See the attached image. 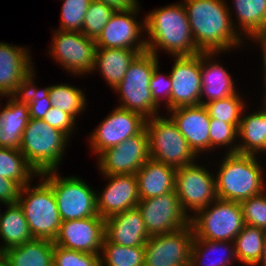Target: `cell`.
I'll use <instances>...</instances> for the list:
<instances>
[{"instance_id":"b9f144b4","label":"cell","mask_w":266,"mask_h":266,"mask_svg":"<svg viewBox=\"0 0 266 266\" xmlns=\"http://www.w3.org/2000/svg\"><path fill=\"white\" fill-rule=\"evenodd\" d=\"M266 192L240 202L244 224L266 230Z\"/></svg>"},{"instance_id":"52a82bcc","label":"cell","mask_w":266,"mask_h":266,"mask_svg":"<svg viewBox=\"0 0 266 266\" xmlns=\"http://www.w3.org/2000/svg\"><path fill=\"white\" fill-rule=\"evenodd\" d=\"M145 129L150 158L175 168L196 161L198 156L189 147L187 140L170 117L157 115L148 118Z\"/></svg>"},{"instance_id":"ba28073f","label":"cell","mask_w":266,"mask_h":266,"mask_svg":"<svg viewBox=\"0 0 266 266\" xmlns=\"http://www.w3.org/2000/svg\"><path fill=\"white\" fill-rule=\"evenodd\" d=\"M41 176V177H40ZM53 189L62 221L97 216L96 191L76 176L62 177L58 170L39 175Z\"/></svg>"},{"instance_id":"c3c4849f","label":"cell","mask_w":266,"mask_h":266,"mask_svg":"<svg viewBox=\"0 0 266 266\" xmlns=\"http://www.w3.org/2000/svg\"><path fill=\"white\" fill-rule=\"evenodd\" d=\"M263 122H265V136H266V99L263 102Z\"/></svg>"},{"instance_id":"2e32d148","label":"cell","mask_w":266,"mask_h":266,"mask_svg":"<svg viewBox=\"0 0 266 266\" xmlns=\"http://www.w3.org/2000/svg\"><path fill=\"white\" fill-rule=\"evenodd\" d=\"M174 59L169 72L172 83L170 110L199 105L202 91L201 53Z\"/></svg>"},{"instance_id":"836d02e7","label":"cell","mask_w":266,"mask_h":266,"mask_svg":"<svg viewBox=\"0 0 266 266\" xmlns=\"http://www.w3.org/2000/svg\"><path fill=\"white\" fill-rule=\"evenodd\" d=\"M101 253L100 266L145 265L144 246L125 247L112 243L104 237Z\"/></svg>"},{"instance_id":"4fadbf2b","label":"cell","mask_w":266,"mask_h":266,"mask_svg":"<svg viewBox=\"0 0 266 266\" xmlns=\"http://www.w3.org/2000/svg\"><path fill=\"white\" fill-rule=\"evenodd\" d=\"M193 238L191 224L174 232L149 237L144 245V266H190Z\"/></svg>"},{"instance_id":"3957f363","label":"cell","mask_w":266,"mask_h":266,"mask_svg":"<svg viewBox=\"0 0 266 266\" xmlns=\"http://www.w3.org/2000/svg\"><path fill=\"white\" fill-rule=\"evenodd\" d=\"M257 158L256 155L225 153L215 175L218 199L241 202L265 191L264 168Z\"/></svg>"},{"instance_id":"f35d334b","label":"cell","mask_w":266,"mask_h":266,"mask_svg":"<svg viewBox=\"0 0 266 266\" xmlns=\"http://www.w3.org/2000/svg\"><path fill=\"white\" fill-rule=\"evenodd\" d=\"M59 30L82 32L84 16L92 0H62Z\"/></svg>"},{"instance_id":"f907efd6","label":"cell","mask_w":266,"mask_h":266,"mask_svg":"<svg viewBox=\"0 0 266 266\" xmlns=\"http://www.w3.org/2000/svg\"><path fill=\"white\" fill-rule=\"evenodd\" d=\"M1 244V243H0ZM1 246V245H0ZM2 252H1V250H0V261H2Z\"/></svg>"},{"instance_id":"8992f818","label":"cell","mask_w":266,"mask_h":266,"mask_svg":"<svg viewBox=\"0 0 266 266\" xmlns=\"http://www.w3.org/2000/svg\"><path fill=\"white\" fill-rule=\"evenodd\" d=\"M20 189L18 204L23 210L33 238L53 241L62 223L53 189L43 180Z\"/></svg>"},{"instance_id":"7c38bea8","label":"cell","mask_w":266,"mask_h":266,"mask_svg":"<svg viewBox=\"0 0 266 266\" xmlns=\"http://www.w3.org/2000/svg\"><path fill=\"white\" fill-rule=\"evenodd\" d=\"M149 236L174 232L191 224L176 191L153 198L141 199L137 205Z\"/></svg>"},{"instance_id":"44dd1931","label":"cell","mask_w":266,"mask_h":266,"mask_svg":"<svg viewBox=\"0 0 266 266\" xmlns=\"http://www.w3.org/2000/svg\"><path fill=\"white\" fill-rule=\"evenodd\" d=\"M103 177L107 178L109 183L102 192L96 193L98 215L106 219L137 207L140 197L135 174L103 175Z\"/></svg>"},{"instance_id":"4316f807","label":"cell","mask_w":266,"mask_h":266,"mask_svg":"<svg viewBox=\"0 0 266 266\" xmlns=\"http://www.w3.org/2000/svg\"><path fill=\"white\" fill-rule=\"evenodd\" d=\"M147 49L97 48L92 72L99 70L113 90L121 83L134 59Z\"/></svg>"},{"instance_id":"9c48e42d","label":"cell","mask_w":266,"mask_h":266,"mask_svg":"<svg viewBox=\"0 0 266 266\" xmlns=\"http://www.w3.org/2000/svg\"><path fill=\"white\" fill-rule=\"evenodd\" d=\"M191 225L195 238L234 242L245 225L241 204L217 198L191 217Z\"/></svg>"},{"instance_id":"e0dca14e","label":"cell","mask_w":266,"mask_h":266,"mask_svg":"<svg viewBox=\"0 0 266 266\" xmlns=\"http://www.w3.org/2000/svg\"><path fill=\"white\" fill-rule=\"evenodd\" d=\"M139 8L116 11L95 40L97 48L147 49L146 39L141 38L146 30L145 17L141 22L136 20Z\"/></svg>"},{"instance_id":"6da1fadb","label":"cell","mask_w":266,"mask_h":266,"mask_svg":"<svg viewBox=\"0 0 266 266\" xmlns=\"http://www.w3.org/2000/svg\"><path fill=\"white\" fill-rule=\"evenodd\" d=\"M183 5L201 52H230L244 42L225 0H184Z\"/></svg>"},{"instance_id":"603a6c76","label":"cell","mask_w":266,"mask_h":266,"mask_svg":"<svg viewBox=\"0 0 266 266\" xmlns=\"http://www.w3.org/2000/svg\"><path fill=\"white\" fill-rule=\"evenodd\" d=\"M105 237L125 247L144 246L149 239L141 211L138 207L105 219Z\"/></svg>"},{"instance_id":"5bb4252c","label":"cell","mask_w":266,"mask_h":266,"mask_svg":"<svg viewBox=\"0 0 266 266\" xmlns=\"http://www.w3.org/2000/svg\"><path fill=\"white\" fill-rule=\"evenodd\" d=\"M98 170L103 175L136 174L150 158L147 131L103 151L98 157Z\"/></svg>"},{"instance_id":"30bf717a","label":"cell","mask_w":266,"mask_h":266,"mask_svg":"<svg viewBox=\"0 0 266 266\" xmlns=\"http://www.w3.org/2000/svg\"><path fill=\"white\" fill-rule=\"evenodd\" d=\"M196 163L176 168L175 172L176 195L186 213L194 212L191 217L217 199L215 174Z\"/></svg>"},{"instance_id":"d590c367","label":"cell","mask_w":266,"mask_h":266,"mask_svg":"<svg viewBox=\"0 0 266 266\" xmlns=\"http://www.w3.org/2000/svg\"><path fill=\"white\" fill-rule=\"evenodd\" d=\"M236 93L225 99L214 100L205 104L211 119L234 125L237 129L240 125L242 112H245V101Z\"/></svg>"},{"instance_id":"ffe728a7","label":"cell","mask_w":266,"mask_h":266,"mask_svg":"<svg viewBox=\"0 0 266 266\" xmlns=\"http://www.w3.org/2000/svg\"><path fill=\"white\" fill-rule=\"evenodd\" d=\"M29 49L0 42V97L20 96L27 76L35 70Z\"/></svg>"},{"instance_id":"83f0119b","label":"cell","mask_w":266,"mask_h":266,"mask_svg":"<svg viewBox=\"0 0 266 266\" xmlns=\"http://www.w3.org/2000/svg\"><path fill=\"white\" fill-rule=\"evenodd\" d=\"M54 242L33 238L3 252L2 261L8 266H51Z\"/></svg>"},{"instance_id":"681fc988","label":"cell","mask_w":266,"mask_h":266,"mask_svg":"<svg viewBox=\"0 0 266 266\" xmlns=\"http://www.w3.org/2000/svg\"><path fill=\"white\" fill-rule=\"evenodd\" d=\"M0 266H8L3 261H0Z\"/></svg>"},{"instance_id":"cb8c5ba5","label":"cell","mask_w":266,"mask_h":266,"mask_svg":"<svg viewBox=\"0 0 266 266\" xmlns=\"http://www.w3.org/2000/svg\"><path fill=\"white\" fill-rule=\"evenodd\" d=\"M217 54L218 52H201L202 91L200 104L202 105L238 93L235 82L227 69L220 65L217 60H213L214 55Z\"/></svg>"},{"instance_id":"9a60e30c","label":"cell","mask_w":266,"mask_h":266,"mask_svg":"<svg viewBox=\"0 0 266 266\" xmlns=\"http://www.w3.org/2000/svg\"><path fill=\"white\" fill-rule=\"evenodd\" d=\"M146 118L141 114L120 107L108 114L107 117L92 131L90 148L100 155L110 147L117 146L124 140L139 134L145 128Z\"/></svg>"},{"instance_id":"f1b7e54d","label":"cell","mask_w":266,"mask_h":266,"mask_svg":"<svg viewBox=\"0 0 266 266\" xmlns=\"http://www.w3.org/2000/svg\"><path fill=\"white\" fill-rule=\"evenodd\" d=\"M5 206L7 209L0 214V237L4 243L0 246L2 253L33 239L20 205L16 203Z\"/></svg>"},{"instance_id":"ab89813d","label":"cell","mask_w":266,"mask_h":266,"mask_svg":"<svg viewBox=\"0 0 266 266\" xmlns=\"http://www.w3.org/2000/svg\"><path fill=\"white\" fill-rule=\"evenodd\" d=\"M209 137L210 151L220 146H226L227 148L230 146L231 148L227 149V153H238V145L236 143L238 140V129L234 125L218 121L217 119H211Z\"/></svg>"},{"instance_id":"7dc6e473","label":"cell","mask_w":266,"mask_h":266,"mask_svg":"<svg viewBox=\"0 0 266 266\" xmlns=\"http://www.w3.org/2000/svg\"><path fill=\"white\" fill-rule=\"evenodd\" d=\"M258 265L266 266V235H265V241H264V247H263V254H262L260 262L256 266Z\"/></svg>"},{"instance_id":"e575fe53","label":"cell","mask_w":266,"mask_h":266,"mask_svg":"<svg viewBox=\"0 0 266 266\" xmlns=\"http://www.w3.org/2000/svg\"><path fill=\"white\" fill-rule=\"evenodd\" d=\"M49 99L53 107L69 113L75 120L87 105L83 90L68 83L50 86Z\"/></svg>"},{"instance_id":"8d00e7d4","label":"cell","mask_w":266,"mask_h":266,"mask_svg":"<svg viewBox=\"0 0 266 266\" xmlns=\"http://www.w3.org/2000/svg\"><path fill=\"white\" fill-rule=\"evenodd\" d=\"M35 71L33 70L24 82L21 97L27 102L30 118L43 119L48 110L52 107L49 99L50 86L39 89L33 82Z\"/></svg>"},{"instance_id":"7402d4cb","label":"cell","mask_w":266,"mask_h":266,"mask_svg":"<svg viewBox=\"0 0 266 266\" xmlns=\"http://www.w3.org/2000/svg\"><path fill=\"white\" fill-rule=\"evenodd\" d=\"M169 117L187 140L189 147L198 155L210 151V116L205 105H193L171 109ZM200 153V154H199Z\"/></svg>"},{"instance_id":"8fae6325","label":"cell","mask_w":266,"mask_h":266,"mask_svg":"<svg viewBox=\"0 0 266 266\" xmlns=\"http://www.w3.org/2000/svg\"><path fill=\"white\" fill-rule=\"evenodd\" d=\"M50 56L73 75L91 73L94 67L96 43L78 31L53 30Z\"/></svg>"},{"instance_id":"7a4b0ae2","label":"cell","mask_w":266,"mask_h":266,"mask_svg":"<svg viewBox=\"0 0 266 266\" xmlns=\"http://www.w3.org/2000/svg\"><path fill=\"white\" fill-rule=\"evenodd\" d=\"M145 26L144 32L148 35V38H145L147 51L156 56L159 55V49L173 57L201 53L195 44L182 1L148 13L145 16Z\"/></svg>"},{"instance_id":"d6a6232c","label":"cell","mask_w":266,"mask_h":266,"mask_svg":"<svg viewBox=\"0 0 266 266\" xmlns=\"http://www.w3.org/2000/svg\"><path fill=\"white\" fill-rule=\"evenodd\" d=\"M266 230L244 225L235 237L237 260L247 266H256L262 257Z\"/></svg>"},{"instance_id":"bcb514c9","label":"cell","mask_w":266,"mask_h":266,"mask_svg":"<svg viewBox=\"0 0 266 266\" xmlns=\"http://www.w3.org/2000/svg\"><path fill=\"white\" fill-rule=\"evenodd\" d=\"M252 41H255L256 43L258 42L261 46V49H262V55H263V67H264V75H265V91H266V32L262 33V34H259L253 38H251ZM266 93V92H265ZM265 97L263 99H266V94L264 95Z\"/></svg>"},{"instance_id":"d6986e66","label":"cell","mask_w":266,"mask_h":266,"mask_svg":"<svg viewBox=\"0 0 266 266\" xmlns=\"http://www.w3.org/2000/svg\"><path fill=\"white\" fill-rule=\"evenodd\" d=\"M36 175V176H35ZM39 177L19 149L0 147V201L16 204L20 189Z\"/></svg>"},{"instance_id":"ac0fdd59","label":"cell","mask_w":266,"mask_h":266,"mask_svg":"<svg viewBox=\"0 0 266 266\" xmlns=\"http://www.w3.org/2000/svg\"><path fill=\"white\" fill-rule=\"evenodd\" d=\"M105 237V219L100 215L62 221L54 245L66 249L101 254Z\"/></svg>"},{"instance_id":"f546056e","label":"cell","mask_w":266,"mask_h":266,"mask_svg":"<svg viewBox=\"0 0 266 266\" xmlns=\"http://www.w3.org/2000/svg\"><path fill=\"white\" fill-rule=\"evenodd\" d=\"M215 252L222 253L219 257H211L210 259L209 255L211 256ZM233 259H237L234 242L193 238L190 252V266H231Z\"/></svg>"},{"instance_id":"74e56055","label":"cell","mask_w":266,"mask_h":266,"mask_svg":"<svg viewBox=\"0 0 266 266\" xmlns=\"http://www.w3.org/2000/svg\"><path fill=\"white\" fill-rule=\"evenodd\" d=\"M114 13L115 11L103 2L92 0L84 16L82 33L96 40Z\"/></svg>"},{"instance_id":"5b68a950","label":"cell","mask_w":266,"mask_h":266,"mask_svg":"<svg viewBox=\"0 0 266 266\" xmlns=\"http://www.w3.org/2000/svg\"><path fill=\"white\" fill-rule=\"evenodd\" d=\"M158 63V56L148 51L134 59L123 80L114 89L120 94L118 107L137 112L146 119L159 115L160 108L154 103L150 90V78Z\"/></svg>"},{"instance_id":"484cf974","label":"cell","mask_w":266,"mask_h":266,"mask_svg":"<svg viewBox=\"0 0 266 266\" xmlns=\"http://www.w3.org/2000/svg\"><path fill=\"white\" fill-rule=\"evenodd\" d=\"M175 172V167L149 158L135 174L140 200L175 191Z\"/></svg>"},{"instance_id":"ee69618b","label":"cell","mask_w":266,"mask_h":266,"mask_svg":"<svg viewBox=\"0 0 266 266\" xmlns=\"http://www.w3.org/2000/svg\"><path fill=\"white\" fill-rule=\"evenodd\" d=\"M42 120L51 127L64 132L68 137L72 135L76 121L69 113L61 111L53 106L48 110Z\"/></svg>"},{"instance_id":"60d3db41","label":"cell","mask_w":266,"mask_h":266,"mask_svg":"<svg viewBox=\"0 0 266 266\" xmlns=\"http://www.w3.org/2000/svg\"><path fill=\"white\" fill-rule=\"evenodd\" d=\"M54 266H100V254L85 253L63 248L53 247Z\"/></svg>"},{"instance_id":"d4e9b609","label":"cell","mask_w":266,"mask_h":266,"mask_svg":"<svg viewBox=\"0 0 266 266\" xmlns=\"http://www.w3.org/2000/svg\"><path fill=\"white\" fill-rule=\"evenodd\" d=\"M29 119L27 102L21 96H9L0 109V147L19 149Z\"/></svg>"},{"instance_id":"277c9868","label":"cell","mask_w":266,"mask_h":266,"mask_svg":"<svg viewBox=\"0 0 266 266\" xmlns=\"http://www.w3.org/2000/svg\"><path fill=\"white\" fill-rule=\"evenodd\" d=\"M62 131L51 127L42 119L30 118L22 134L19 150L40 175L58 170L64 149L70 142Z\"/></svg>"},{"instance_id":"4dcf8cb0","label":"cell","mask_w":266,"mask_h":266,"mask_svg":"<svg viewBox=\"0 0 266 266\" xmlns=\"http://www.w3.org/2000/svg\"><path fill=\"white\" fill-rule=\"evenodd\" d=\"M232 2L239 25L238 33L241 37L245 35L244 39L246 37L250 40L266 32V0H233Z\"/></svg>"},{"instance_id":"7bdbcfd3","label":"cell","mask_w":266,"mask_h":266,"mask_svg":"<svg viewBox=\"0 0 266 266\" xmlns=\"http://www.w3.org/2000/svg\"><path fill=\"white\" fill-rule=\"evenodd\" d=\"M159 63L155 66L153 74L150 78V90L154 103L160 107L163 99L166 102L168 111H170V99H171V90L172 83L170 75H164L159 72ZM161 94V95H160ZM162 99H161V97ZM164 97V98H163ZM161 101V102H160Z\"/></svg>"},{"instance_id":"f6af8a7d","label":"cell","mask_w":266,"mask_h":266,"mask_svg":"<svg viewBox=\"0 0 266 266\" xmlns=\"http://www.w3.org/2000/svg\"><path fill=\"white\" fill-rule=\"evenodd\" d=\"M103 2L115 12L119 11H129L132 9H137L139 7L138 0H96Z\"/></svg>"},{"instance_id":"1f68e13d","label":"cell","mask_w":266,"mask_h":266,"mask_svg":"<svg viewBox=\"0 0 266 266\" xmlns=\"http://www.w3.org/2000/svg\"><path fill=\"white\" fill-rule=\"evenodd\" d=\"M242 112L238 128V153L260 155L266 152L265 122H263V108L257 112L245 115Z\"/></svg>"}]
</instances>
